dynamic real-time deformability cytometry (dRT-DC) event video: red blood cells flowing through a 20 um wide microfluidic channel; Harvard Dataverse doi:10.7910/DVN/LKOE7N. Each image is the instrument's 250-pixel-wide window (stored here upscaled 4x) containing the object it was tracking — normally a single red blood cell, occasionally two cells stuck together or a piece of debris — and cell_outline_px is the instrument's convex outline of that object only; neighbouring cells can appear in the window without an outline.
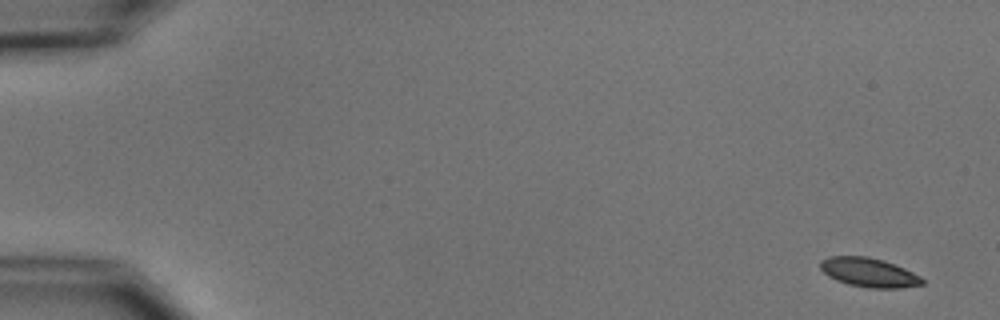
{"species": "common noctule bat (a hibernating species)", "species_latin": "Nyctalus noctula", "temperature_condition": "cold", "stored_images_in_passage": 5, "camera_frame_rate_fps": 3000, "um_per_image_px": 0.085, "animal": {"sex": "male", "body_mass_g": 15.6}, "frame": {"image": 1, "passage_image": 1, "time_ms": 0.0, "image_size_px": [1000, 320], "cell_outline_px": [[924, 284], [900, 288], [868, 288], [848, 284], [836, 280], [828, 276], [820, 268], [820, 260], [828, 256], [868, 256], [884, 260], [904, 268], [920, 276], [924, 280]], "centroid_in_image_um": [73.84, 23.15], "position_along_channel_um": 11.2, "area_um2": 17.4}}
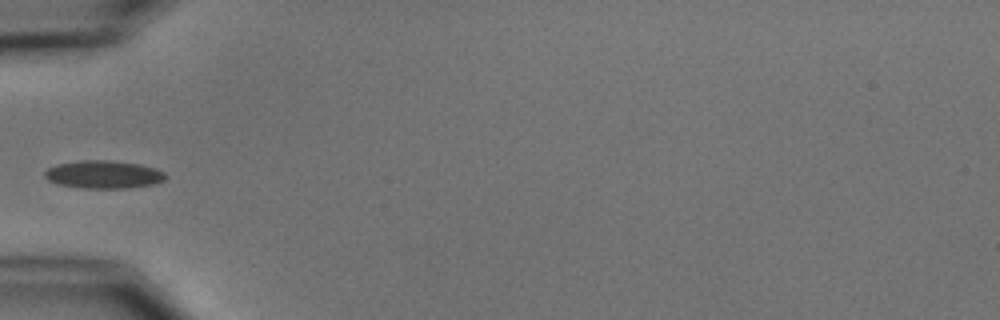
{"frame": {"image": 2, "passage_image": 5, "time_ms": 5.667, "image_size_px": [1000, 320], "cell_outline_px": [[164, 180], [156, 184], [128, 188], [84, 188], [60, 184], [48, 180], [44, 176], [44, 172], [48, 168], [56, 164], [80, 160], [108, 160], [140, 164], [156, 168], [164, 172]], "centroid_in_image_um": [8.81, 14.82], "position_along_channel_um": 76.2, "area_um2": 19.65}}